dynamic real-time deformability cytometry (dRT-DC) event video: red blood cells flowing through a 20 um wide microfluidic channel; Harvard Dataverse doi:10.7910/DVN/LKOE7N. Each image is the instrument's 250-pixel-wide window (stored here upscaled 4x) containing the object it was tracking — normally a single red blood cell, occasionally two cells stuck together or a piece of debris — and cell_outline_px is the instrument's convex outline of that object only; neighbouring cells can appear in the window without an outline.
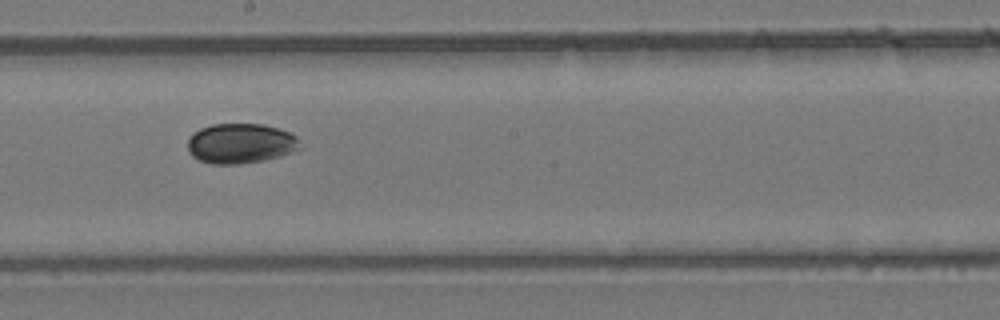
{"species": "common noctule bat (a hibernating species)", "species_latin": "Nyctalus noctula", "temperature_condition": "room temperature", "stored_images_in_passage": 7, "camera_frame_rate_fps": 3000, "um_per_image_px": 0.085, "animal": {"sex": "female", "body_mass_g": 24.6, "forearm_length_mm": 56.2}, "frame": {"image": 1, "passage_image": 6, "time_ms": 1.667, "image_size_px": [1000, 320], "cell_outline_px": [[300, 148], [292, 152], [280, 156], [264, 160], [236, 164], [212, 164], [200, 160], [192, 156], [188, 152], [188, 140], [200, 128], [212, 124], [264, 124], [280, 128], [292, 132], [296, 136]], "centroid_in_image_um": [20.47, 12.18], "position_along_channel_um": 227.7, "area_um2": 26.18}}
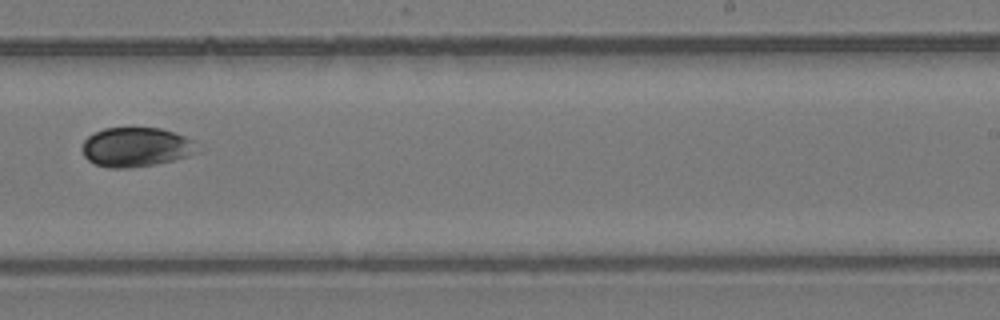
{"frame": {"image": 2, "passage_image": 7, "time_ms": 2.0, "image_size_px": [1000, 320], "cell_outline_px": [[196, 152], [172, 160], [156, 164], [128, 168], [108, 168], [96, 164], [88, 160], [84, 156], [84, 140], [88, 136], [104, 128], [160, 128], [196, 140]], "centroid_in_image_um": [11.55, 12.5], "position_along_channel_um": 277.4, "area_um2": 26.07}}